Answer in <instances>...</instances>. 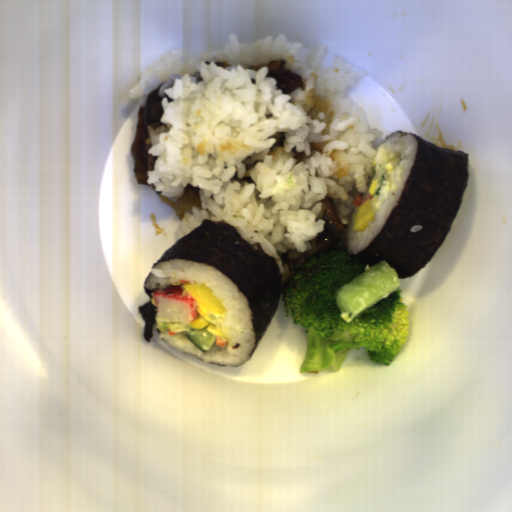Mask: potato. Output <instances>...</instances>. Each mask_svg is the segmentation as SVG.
Listing matches in <instances>:
<instances>
[{"label":"potato","mask_w":512,"mask_h":512,"mask_svg":"<svg viewBox=\"0 0 512 512\" xmlns=\"http://www.w3.org/2000/svg\"><path fill=\"white\" fill-rule=\"evenodd\" d=\"M369 221H376L372 198L357 206L353 230L356 233L364 232Z\"/></svg>","instance_id":"potato-1"}]
</instances>
